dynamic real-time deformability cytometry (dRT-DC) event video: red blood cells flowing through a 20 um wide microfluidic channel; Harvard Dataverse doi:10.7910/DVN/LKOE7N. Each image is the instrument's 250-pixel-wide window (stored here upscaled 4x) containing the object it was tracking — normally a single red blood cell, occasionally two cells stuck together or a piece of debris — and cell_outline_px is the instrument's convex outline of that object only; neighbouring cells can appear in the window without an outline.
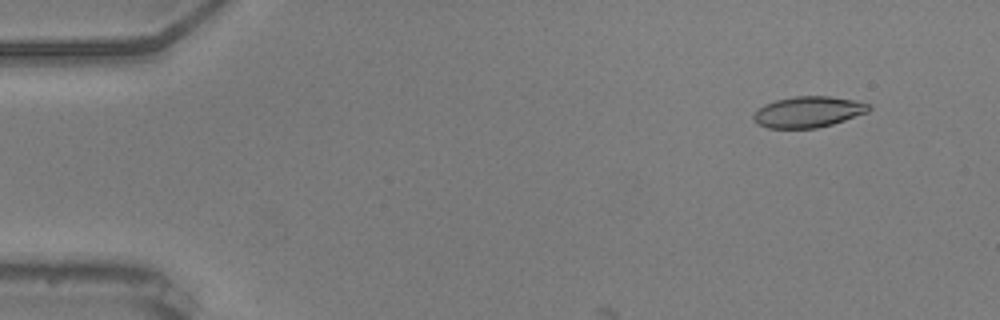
{"species": "common noctule bat (a hibernating species)", "species_latin": "Nyctalus noctula", "temperature_condition": "warm", "stored_images_in_passage": 9, "camera_frame_rate_fps": 3000, "um_per_image_px": 0.085, "animal": {"sex": "male", "body_mass_g": 20.5, "forearm_length_mm": 52.5}, "frame": {"image": 1, "passage_image": 5, "time_ms": 1.333, "image_size_px": [1000, 320], "cell_outline_px": [[872, 108], [868, 112], [832, 124], [816, 128], [768, 128], [756, 124], [752, 116], [764, 104], [776, 100], [792, 96], [828, 96], [852, 100], [872, 104]], "centroid_in_image_um": [68.7, 9.51], "position_along_channel_um": 16.3, "area_um2": 20.81}}